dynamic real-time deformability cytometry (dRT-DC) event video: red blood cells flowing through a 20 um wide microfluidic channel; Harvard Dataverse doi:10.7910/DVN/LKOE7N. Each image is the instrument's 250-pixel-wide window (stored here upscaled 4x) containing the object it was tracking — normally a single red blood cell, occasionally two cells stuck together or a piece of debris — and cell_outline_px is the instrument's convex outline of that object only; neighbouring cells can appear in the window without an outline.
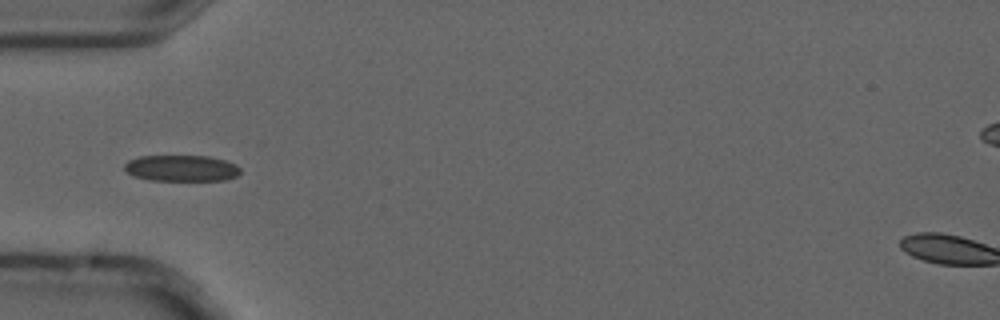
{"species": "common noctule bat (a hibernating species)", "species_latin": "Nyctalus noctula", "temperature_condition": "cold", "stored_images_in_passage": 13, "camera_frame_rate_fps": 3000, "um_per_image_px": 0.085, "animal": {"sex": "male", "forearm_length_mm": 52.5}, "frame": {"image": 1, "passage_image": 4, "time_ms": 1.0, "image_size_px": [1000, 320], "cell_outline_px": [[240, 172], [236, 176], [224, 180], [148, 180], [132, 176], [124, 168], [124, 164], [128, 160], [140, 156], [208, 156], [224, 160], [236, 164], [240, 168]], "centroid_in_image_um": [15.4, 14.29], "position_along_channel_um": 69.6, "area_um2": 17.69}}
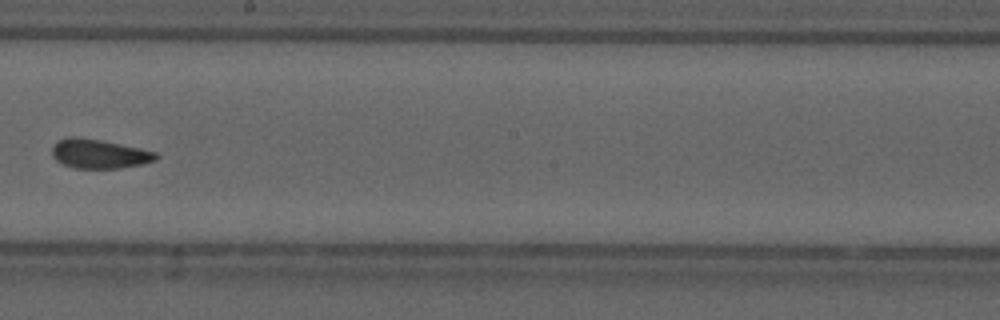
{"frame": {"image": 2, "passage_image": 8, "time_ms": 2.333, "image_size_px": [1000, 320], "cell_outline_px": [[160, 156], [156, 160], [140, 164], [120, 168], [72, 168], [56, 160], [52, 156], [52, 148], [56, 140], [68, 136], [72, 136], [100, 140], [140, 148], [156, 152]], "centroid_in_image_um": [8.4, 13.07], "position_along_channel_um": 239.8, "area_um2": 17.69}}
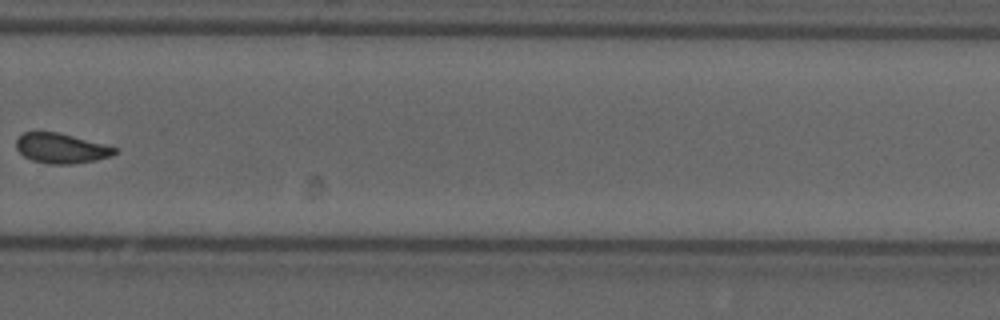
{"frame": {"image": 3, "passage_image": 10, "time_ms": 3.0, "image_size_px": [1000, 320], "cell_outline_px": [[116, 152], [112, 156], [96, 160], [72, 164], [48, 164], [32, 160], [24, 156], [16, 148], [16, 140], [24, 132], [56, 132], [104, 144], [116, 148]], "centroid_in_image_um": [5.19, 12.62], "position_along_channel_um": 324.6, "area_um2": 16.99}}